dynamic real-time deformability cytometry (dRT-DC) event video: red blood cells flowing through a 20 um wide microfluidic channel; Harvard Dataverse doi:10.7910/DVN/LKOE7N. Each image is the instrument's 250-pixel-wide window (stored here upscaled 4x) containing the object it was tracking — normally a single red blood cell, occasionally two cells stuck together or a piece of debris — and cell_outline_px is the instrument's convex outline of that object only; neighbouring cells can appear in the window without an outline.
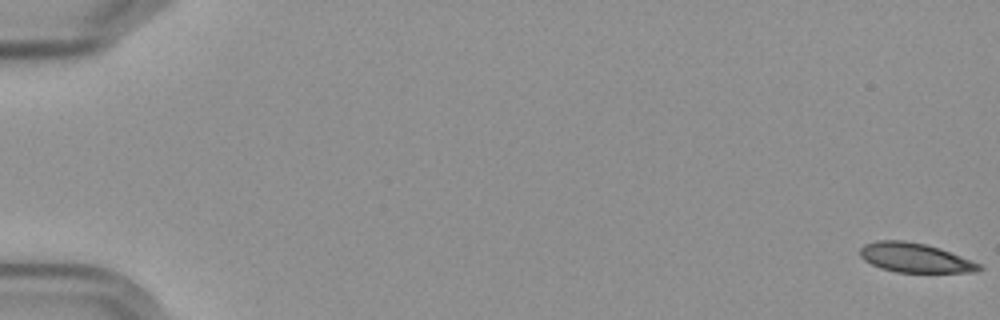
{"species": "Egyptian fruit bat (a non-hibernating species)", "species_latin": "Rousettus aegyptiacus", "temperature_condition": "cold", "stored_images_in_passage": 7, "camera_frame_rate_fps": 3000, "um_per_image_px": 0.085, "frame": {"image": 1, "passage_image": 1, "time_ms": 0.0, "image_size_px": [1000, 320], "cell_outline_px": [[984, 268], [976, 272], [896, 272], [880, 268], [864, 260], [860, 256], [860, 248], [864, 244], [876, 240], [904, 240], [924, 244], [940, 248], [972, 260], [980, 264]], "centroid_in_image_um": [77.77, 21.9], "position_along_channel_um": 7.2, "area_um2": 20.4}}